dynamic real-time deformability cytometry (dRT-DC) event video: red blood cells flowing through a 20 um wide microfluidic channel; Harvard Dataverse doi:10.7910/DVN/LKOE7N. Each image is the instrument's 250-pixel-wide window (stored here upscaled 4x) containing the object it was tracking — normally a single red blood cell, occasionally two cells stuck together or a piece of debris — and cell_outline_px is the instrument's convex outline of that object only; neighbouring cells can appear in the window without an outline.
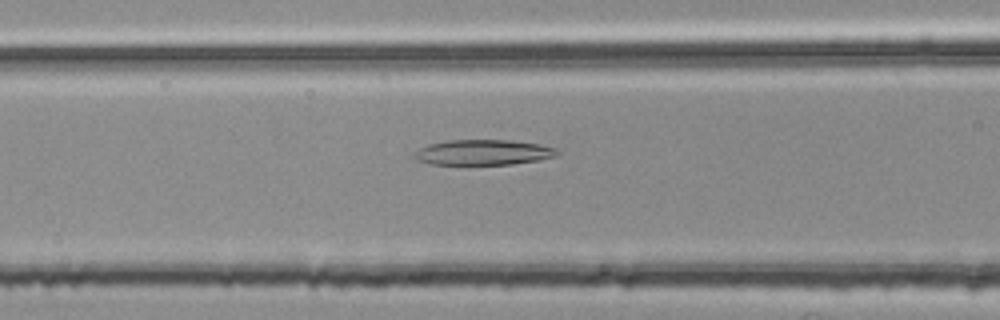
{"species": "common noctule bat (a hibernating species)", "species_latin": "Nyctalus noctula", "temperature_condition": "room temperature", "stored_images_in_passage": 45, "camera_frame_rate_fps": 3000, "um_per_image_px": 0.085, "animal": {"sex": "female", "body_mass_g": 25.1}, "frame": {"image": 1, "passage_image": 13, "time_ms": 4.0, "image_size_px": [1000, 320], "cell_outline_px": [[560, 152], [556, 156], [540, 160], [512, 164], [432, 164], [420, 160], [412, 156], [420, 148], [428, 144], [448, 140], [512, 140], [536, 144], [556, 148]], "centroid_in_image_um": [41.11, 12.95], "position_along_channel_um": 125.5, "area_um2": 20.92}}
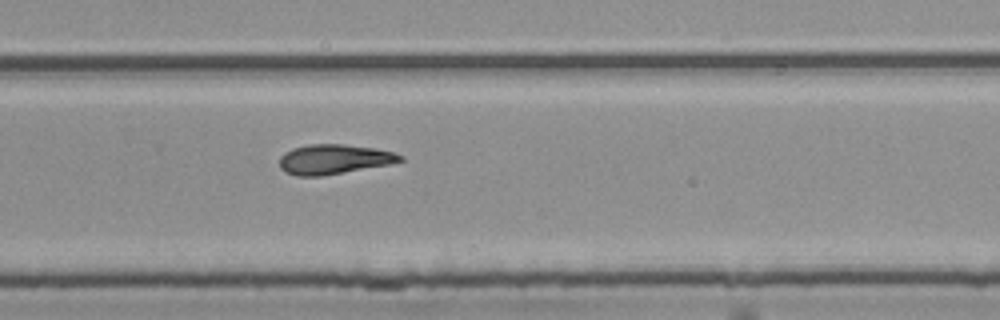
{"frame": {"image": 2, "passage_image": 27, "time_ms": 8.667, "image_size_px": [1000, 320], "cell_outline_px": [[404, 160], [388, 164], [320, 176], [296, 176], [284, 172], [280, 168], [280, 156], [284, 152], [292, 148], [308, 144], [344, 144], [376, 148], [392, 152], [404, 156]], "centroid_in_image_um": [28.34, 13.52], "position_along_channel_um": 301.5, "area_um2": 20.87}}
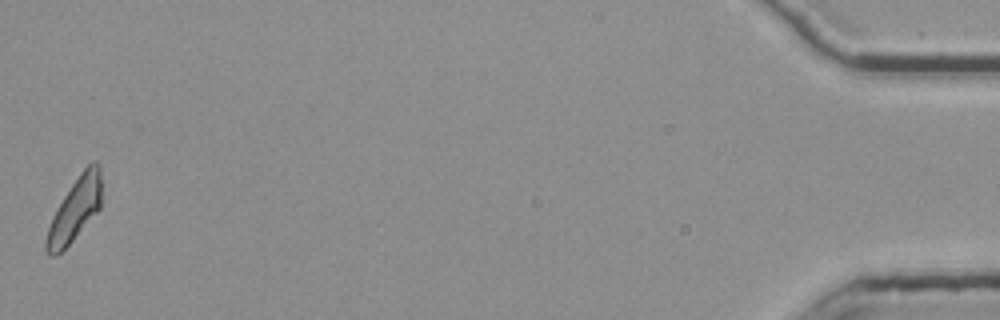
{"frame": {"image": 3, "passage_image": 45, "time_ms": 14.667, "image_size_px": [1000, 320], "cell_outline_px": [[100, 208], [72, 240], [60, 252], [52, 256], [48, 256], [44, 252], [44, 240], [52, 216], [56, 208], [80, 172], [92, 160], [96, 160], [100, 164]], "centroid_in_image_um": [6.33, 17.81], "position_along_channel_um": 428.9, "area_um2": 20.11}, "authors_computed_cell_mechanics": {"area_um2": 20.9236, "velocity_mm_per_s": 3.7809, "shape_relaxation_time_tau1_ms": null, "shape_relaxation_time_tau2_ms": 9.7848, "deformation_change_tau1": null, "deformation_change_tau2": 0.2279}}